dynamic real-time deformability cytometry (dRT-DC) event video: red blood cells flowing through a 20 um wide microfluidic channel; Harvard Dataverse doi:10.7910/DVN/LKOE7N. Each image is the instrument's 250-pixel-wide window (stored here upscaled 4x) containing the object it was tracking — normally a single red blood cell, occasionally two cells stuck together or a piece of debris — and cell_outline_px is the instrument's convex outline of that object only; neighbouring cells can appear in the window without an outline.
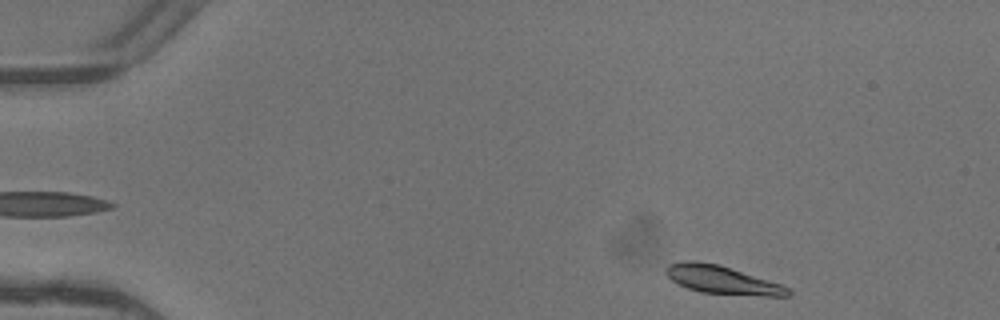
{"species": "common noctule bat (a hibernating species)", "species_latin": "Nyctalus noctula", "temperature_condition": "warm", "stored_images_in_passage": 3, "segment_of_instrument_passage": [2, 2], "camera_frame_rate_fps": 3000, "um_per_image_px": 0.085, "animal": {"sex": "female"}, "frame": {"image": 1, "passage_image": 3, "time_ms": 0.667, "image_size_px": [1000, 320], "cell_outline_px": [[792, 296], [764, 296], [700, 292], [688, 288], [672, 280], [664, 272], [664, 268], [668, 264], [684, 260], [696, 260], [720, 264], [780, 284], [788, 288], [792, 292]], "centroid_in_image_um": [61.35, 23.77], "position_along_channel_um": 23.6, "area_um2": 20.11}}